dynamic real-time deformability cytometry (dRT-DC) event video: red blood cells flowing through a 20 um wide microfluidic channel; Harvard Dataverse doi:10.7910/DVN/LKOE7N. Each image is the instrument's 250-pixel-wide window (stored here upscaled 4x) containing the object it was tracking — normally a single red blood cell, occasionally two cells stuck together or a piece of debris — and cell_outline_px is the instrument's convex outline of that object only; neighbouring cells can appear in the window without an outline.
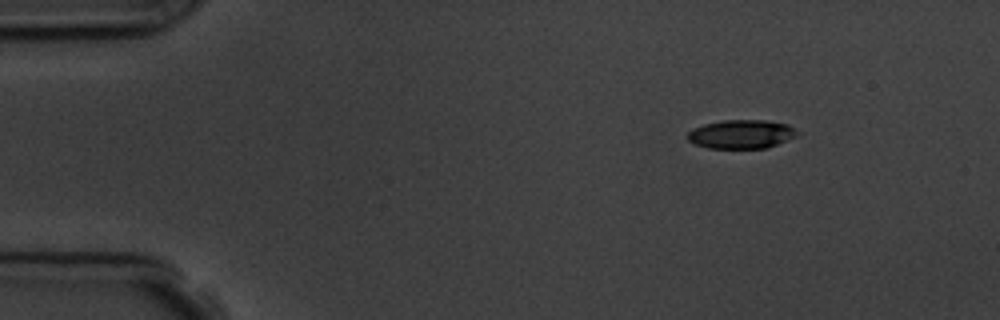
{"species": "common noctule bat (a hibernating species)", "species_latin": "Nyctalus noctula", "temperature_condition": "room temperature", "stored_images_in_passage": 4, "segment_of_instrument_passage": [2, 2], "camera_frame_rate_fps": 3000, "um_per_image_px": 0.085, "animal": {"sex": "male", "body_mass_g": 19.5, "forearm_length_mm": 54.6}, "frame": {"image": 1, "passage_image": 4, "time_ms": 4.0, "image_size_px": [1000, 320], "cell_outline_px": [[800, 132], [796, 136], [788, 140], [768, 148], [708, 148], [696, 144], [688, 140], [684, 136], [692, 128], [704, 124], [724, 120], [764, 120], [788, 124], [796, 128]], "centroid_in_image_um": [63.02, 11.4], "position_along_channel_um": 22.0, "area_um2": 18.61}}